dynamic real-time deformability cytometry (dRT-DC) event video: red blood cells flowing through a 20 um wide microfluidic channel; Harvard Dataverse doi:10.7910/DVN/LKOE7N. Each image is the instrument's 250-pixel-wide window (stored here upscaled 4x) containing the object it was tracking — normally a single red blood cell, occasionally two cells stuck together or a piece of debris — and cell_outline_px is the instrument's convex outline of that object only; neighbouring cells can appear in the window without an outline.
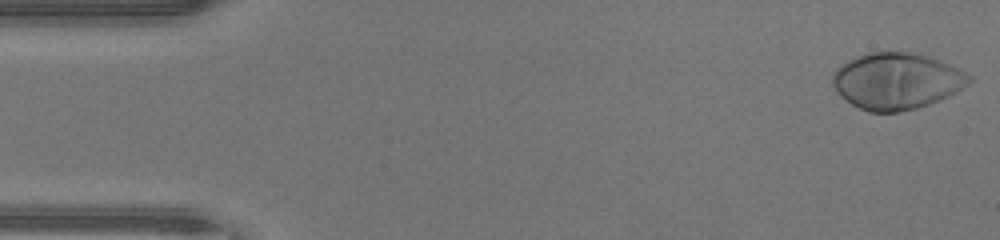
{"species": "human", "species_latin": "Homo sapiens", "temperature_condition": "warm", "stored_images_in_passage": 47, "camera_frame_rate_fps": 3000, "um_per_image_px": 0.085, "donor": {"sex": "male"}, "frame": {"image": 1, "passage_image": 1, "time_ms": 0.0, "image_size_px": [1000, 240], "cell_outline_px": [[972, 80], [968, 84], [956, 92], [940, 100], [916, 108], [900, 112], [868, 112], [852, 104], [840, 96], [832, 84], [832, 76], [836, 68], [848, 60], [856, 56], [872, 52], [912, 52], [928, 56], [948, 64], [972, 76]], "centroid_in_image_um": [76.19, 6.89], "position_along_channel_um": 8.8, "area_um2": 44.8}}
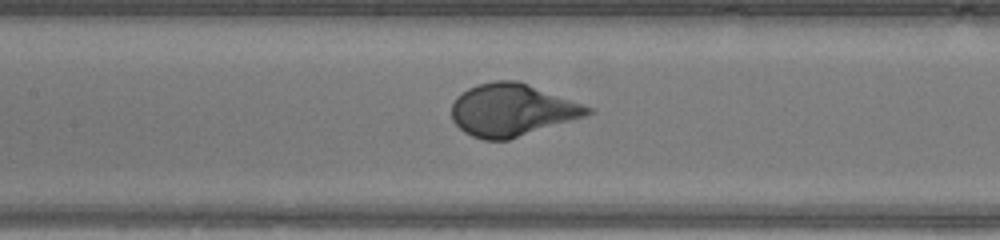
{"frame": {"image": 2, "passage_image": 21, "time_ms": 6.667, "image_size_px": [1000, 240], "cell_outline_px": [[596, 112], [584, 116], [508, 140], [484, 140], [472, 136], [464, 132], [452, 120], [452, 104], [456, 96], [460, 92], [476, 84], [496, 80], [516, 80], [528, 84], [596, 108]], "centroid_in_image_um": [43.52, 9.34], "position_along_channel_um": 163.9, "area_um2": 41.62}}
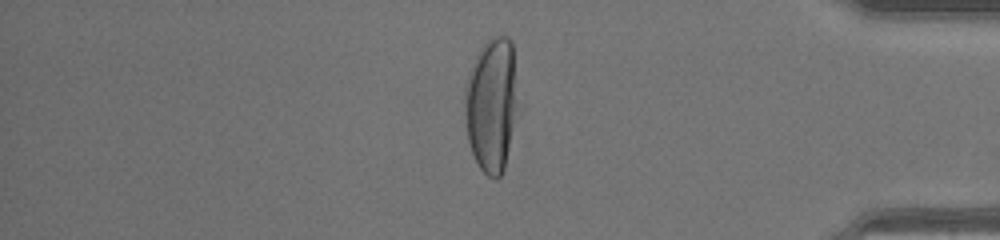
{"frame": {"image": 3, "passage_image": 39, "time_ms": 12.667, "image_size_px": [1000, 240], "cell_outline_px": [[524, 108], [504, 168], [500, 176], [496, 180], [488, 176], [480, 168], [472, 152], [468, 140], [464, 112], [464, 88], [472, 64], [480, 48], [492, 36], [508, 36], [512, 40], [524, 104]], "centroid_in_image_um": [41.92, 8.88], "position_along_channel_um": 393.3, "area_um2": 44.62}}